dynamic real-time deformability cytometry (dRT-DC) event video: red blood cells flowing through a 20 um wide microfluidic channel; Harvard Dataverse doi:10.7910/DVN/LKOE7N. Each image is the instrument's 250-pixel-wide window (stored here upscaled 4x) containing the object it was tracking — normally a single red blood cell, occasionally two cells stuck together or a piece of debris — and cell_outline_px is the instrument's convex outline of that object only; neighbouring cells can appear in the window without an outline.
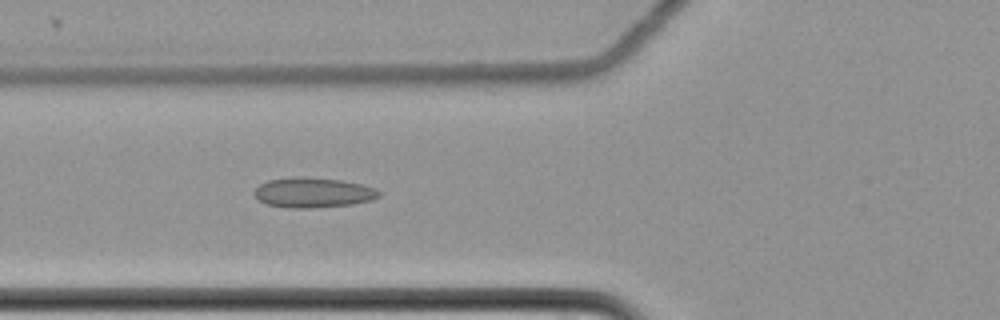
{"species": "common noctule bat (a hibernating species)", "species_latin": "Nyctalus noctula", "temperature_condition": "cold", "stored_images_in_passage": 6, "camera_frame_rate_fps": 3000, "um_per_image_px": 0.085, "animal": {"sex": "female", "body_mass_g": 22.7, "forearm_length_mm": 54.2}, "frame": {"image": 1, "passage_image": 6, "time_ms": 1.667, "image_size_px": [1000, 320], "cell_outline_px": [[380, 196], [372, 200], [352, 204], [308, 208], [288, 208], [268, 204], [260, 200], [252, 192], [260, 184], [268, 180], [304, 176], [340, 180], [360, 184], [376, 188], [380, 192]], "centroid_in_image_um": [26.62, 16.37], "position_along_channel_um": 99.2, "area_um2": 21.68}}